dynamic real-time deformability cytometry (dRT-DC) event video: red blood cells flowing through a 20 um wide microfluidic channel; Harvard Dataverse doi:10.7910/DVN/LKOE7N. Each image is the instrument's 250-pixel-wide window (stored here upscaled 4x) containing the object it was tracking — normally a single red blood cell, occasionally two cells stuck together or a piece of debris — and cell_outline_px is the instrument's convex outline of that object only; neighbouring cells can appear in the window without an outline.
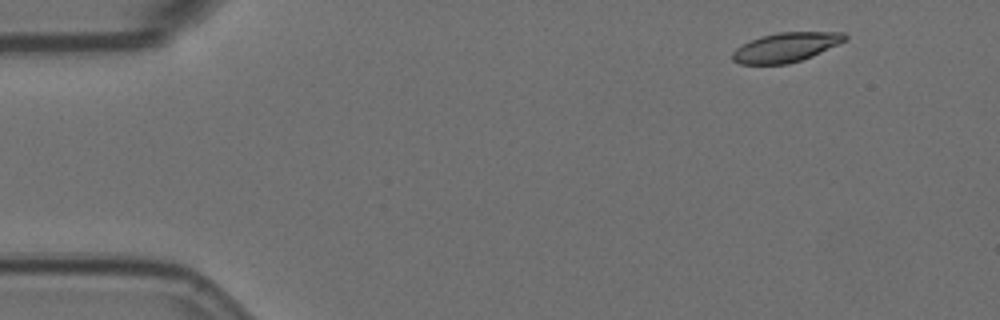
{"species": "Egyptian fruit bat (a non-hibernating species)", "species_latin": "Rousettus aegyptiacus", "temperature_condition": "room temperature", "stored_images_in_passage": 5, "camera_frame_rate_fps": 3000, "um_per_image_px": 0.085, "animal": {"sex": "female"}, "frame": {"image": 1, "passage_image": 2, "time_ms": 0.333, "image_size_px": [1000, 320], "cell_outline_px": [[848, 40], [812, 56], [788, 64], [740, 64], [732, 60], [732, 52], [736, 48], [760, 36], [780, 32], [844, 32], [848, 36]], "centroid_in_image_um": [66.83, 4.01], "position_along_channel_um": 18.2, "area_um2": 19.25}}
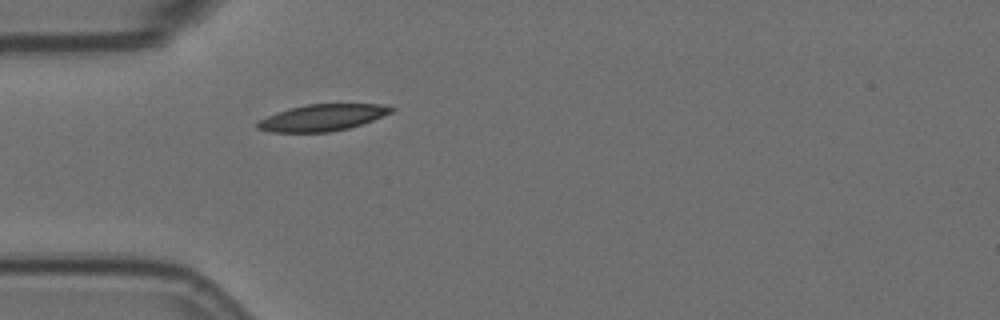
{"frame": {"image": 2, "passage_image": 5, "time_ms": 1.333, "image_size_px": [1000, 320], "cell_outline_px": [[396, 108], [392, 112], [372, 120], [348, 128], [328, 132], [268, 132], [256, 128], [256, 120], [292, 108], [308, 104], [380, 104]], "centroid_in_image_um": [27.37, 10.0], "position_along_channel_um": 57.6, "area_um2": 20.46}}